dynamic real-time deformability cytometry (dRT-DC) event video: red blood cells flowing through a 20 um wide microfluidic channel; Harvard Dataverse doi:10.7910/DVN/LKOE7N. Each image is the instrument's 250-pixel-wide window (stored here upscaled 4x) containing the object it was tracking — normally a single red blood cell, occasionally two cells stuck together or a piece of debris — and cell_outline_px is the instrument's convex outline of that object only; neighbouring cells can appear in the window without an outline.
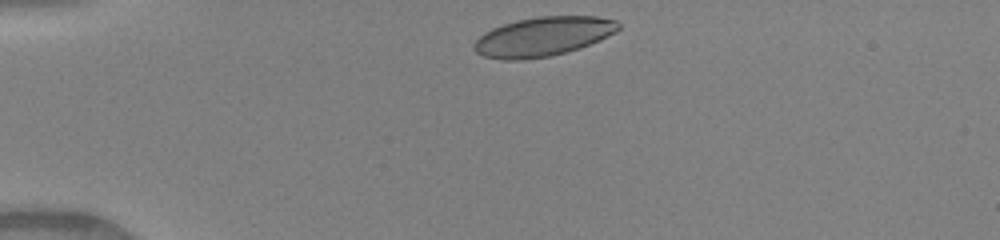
{"species": "human", "species_latin": "Homo sapiens", "temperature_condition": "warm", "stored_images_in_passage": 38, "camera_frame_rate_fps": 3000, "um_per_image_px": 0.085, "donor": {"sex": "female"}, "frame": {"image": 1, "passage_image": 1, "time_ms": 0.0, "image_size_px": [1000, 240], "cell_outline_px": [[620, 28], [616, 32], [580, 48], [548, 56], [524, 60], [504, 60], [484, 56], [476, 52], [472, 48], [476, 40], [484, 32], [492, 28], [516, 20], [540, 16], [596, 16], [616, 20], [620, 24]], "centroid_in_image_um": [46.15, 3.1], "position_along_channel_um": 38.9, "area_um2": 32.89}}
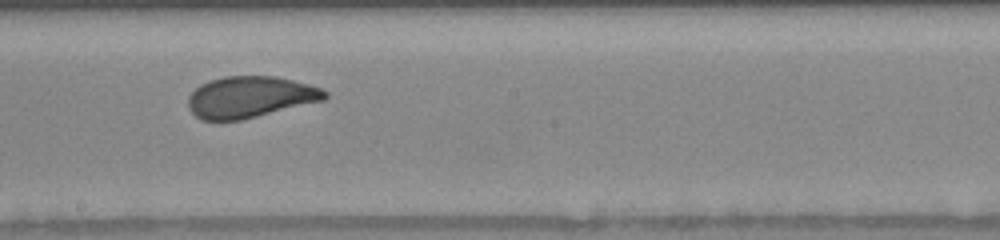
{"frame": {"image": 2, "passage_image": 18, "time_ms": 5.667, "image_size_px": [1000, 240], "cell_outline_px": [[328, 96], [324, 100], [240, 120], [200, 120], [188, 108], [188, 96], [200, 84], [208, 80], [224, 76], [276, 76], [308, 84], [320, 88], [328, 92]], "centroid_in_image_um": [21.23, 8.24], "position_along_channel_um": 227.0, "area_um2": 32.89}}
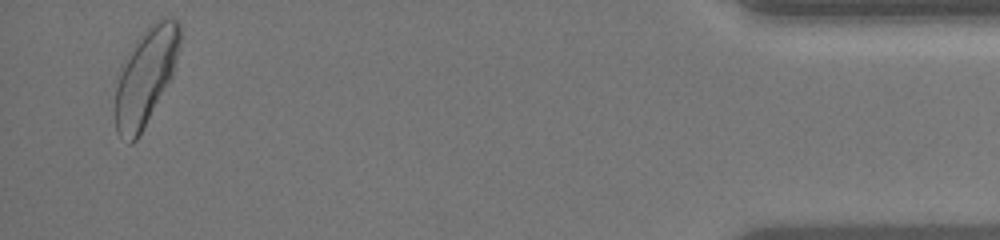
{"frame": {"image": 3, "passage_image": 37, "time_ms": 12.0, "image_size_px": [1000, 240], "cell_outline_px": [[180, 40], [172, 72], [140, 136], [132, 144], [128, 144], [116, 132], [116, 88], [120, 76], [132, 52], [148, 28], [156, 20], [164, 16], [176, 20], [180, 24]], "centroid_in_image_um": [12.39, 6.57], "position_along_channel_um": 422.8, "area_um2": 34.33}, "authors_computed_cell_mechanics": {"area_um2": 33.2928, "velocity_mm_per_s": 4.1465, "shape_relaxation_time_tau1_ms": 3.4063, "shape_relaxation_time_tau2_ms": null, "deformation_change_tau1": 0.1313, "deformation_change_tau2": null}}